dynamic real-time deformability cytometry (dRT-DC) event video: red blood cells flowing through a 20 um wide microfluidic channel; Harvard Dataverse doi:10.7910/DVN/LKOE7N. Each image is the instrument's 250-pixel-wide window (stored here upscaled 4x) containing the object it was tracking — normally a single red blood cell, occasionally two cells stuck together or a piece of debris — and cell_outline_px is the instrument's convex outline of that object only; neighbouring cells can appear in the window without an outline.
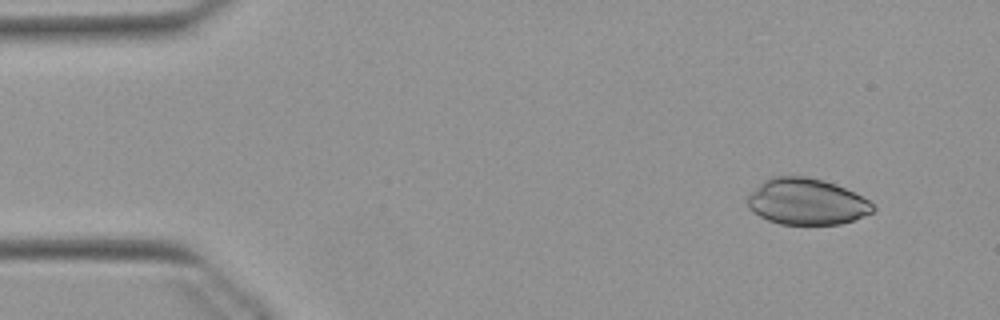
{"species": "Egyptian fruit bat (a non-hibernating species)", "species_latin": "Rousettus aegyptiacus", "temperature_condition": "warm", "stored_images_in_passage": 48, "camera_frame_rate_fps": 3000, "um_per_image_px": 0.085, "animal": {"sex": "female"}, "frame": {"image": 1, "passage_image": 1, "time_ms": 0.0, "image_size_px": [1000, 320], "cell_outline_px": [[876, 208], [872, 212], [852, 220], [840, 224], [780, 224], [768, 220], [752, 212], [748, 208], [748, 196], [764, 180], [772, 176], [804, 176], [824, 180], [836, 184], [868, 200]], "centroid_in_image_um": [68.54, 17.14], "position_along_channel_um": 16.5, "area_um2": 33.52}}
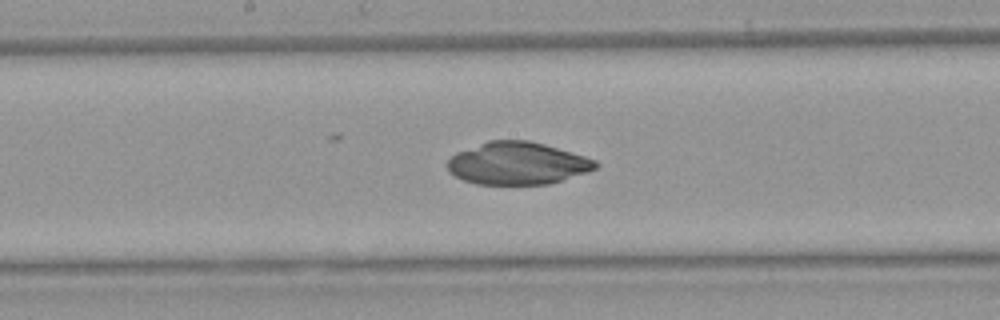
{"frame": {"image": 2, "passage_image": 23, "time_ms": 7.333, "image_size_px": [1000, 320], "cell_outline_px": [[600, 164], [596, 168], [588, 172], [548, 184], [476, 184], [464, 180], [448, 172], [448, 160], [456, 152], [488, 140], [528, 140], [544, 144], [584, 156], [596, 160]], "centroid_in_image_um": [43.98, 13.88], "position_along_channel_um": 204.2, "area_um2": 36.53}}
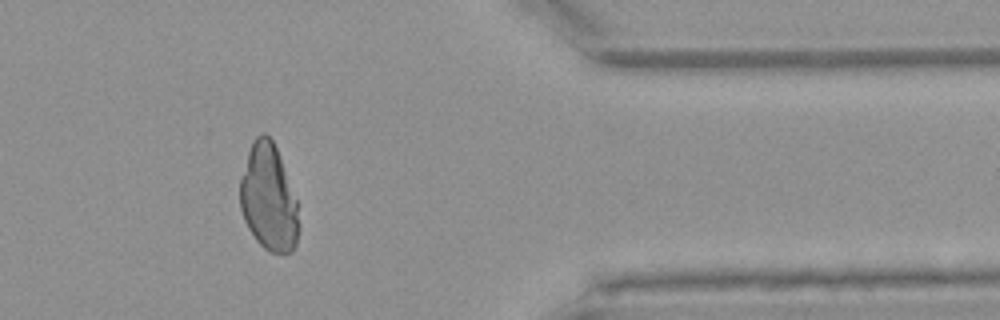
{"frame": {"image": 3, "passage_image": 39, "time_ms": 12.667, "image_size_px": [1000, 320], "cell_outline_px": [[300, 224], [296, 244], [292, 252], [284, 256], [272, 252], [264, 248], [256, 240], [248, 228], [244, 220], [240, 208], [240, 180], [248, 152], [252, 140], [260, 132], [264, 132], [272, 140], [276, 148], [296, 200]], "centroid_in_image_um": [22.83, 16.86], "position_along_channel_um": 388.6, "area_um2": 36.59}}